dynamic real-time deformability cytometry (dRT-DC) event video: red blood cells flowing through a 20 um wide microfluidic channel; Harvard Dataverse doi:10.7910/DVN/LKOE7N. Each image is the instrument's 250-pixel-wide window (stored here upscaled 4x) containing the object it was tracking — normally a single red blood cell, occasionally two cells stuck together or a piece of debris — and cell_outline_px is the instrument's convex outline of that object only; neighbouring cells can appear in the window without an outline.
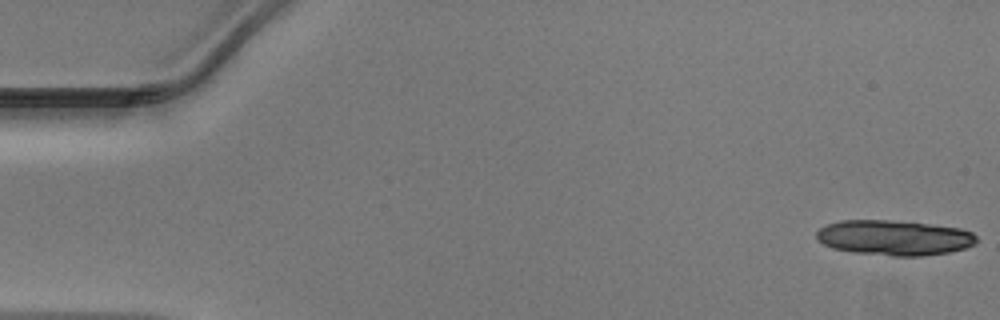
{"species": "Egyptian fruit bat (a non-hibernating species)", "species_latin": "Rousettus aegyptiacus", "temperature_condition": "warm", "stored_images_in_passage": 14, "camera_frame_rate_fps": 3000, "um_per_image_px": 0.085, "animal": {"sex": "male"}, "frame": {"image": 1, "passage_image": 1, "time_ms": 0.0, "image_size_px": [1000, 320], "cell_outline_px": [[976, 244], [964, 248], [948, 252], [920, 256], [892, 256], [852, 252], [832, 248], [824, 244], [816, 236], [816, 232], [820, 228], [828, 224], [840, 220], [892, 220], [932, 224], [960, 228], [972, 232], [976, 236]], "centroid_in_image_um": [76.01, 20.2], "position_along_channel_um": 9.0, "area_um2": 32.83}}